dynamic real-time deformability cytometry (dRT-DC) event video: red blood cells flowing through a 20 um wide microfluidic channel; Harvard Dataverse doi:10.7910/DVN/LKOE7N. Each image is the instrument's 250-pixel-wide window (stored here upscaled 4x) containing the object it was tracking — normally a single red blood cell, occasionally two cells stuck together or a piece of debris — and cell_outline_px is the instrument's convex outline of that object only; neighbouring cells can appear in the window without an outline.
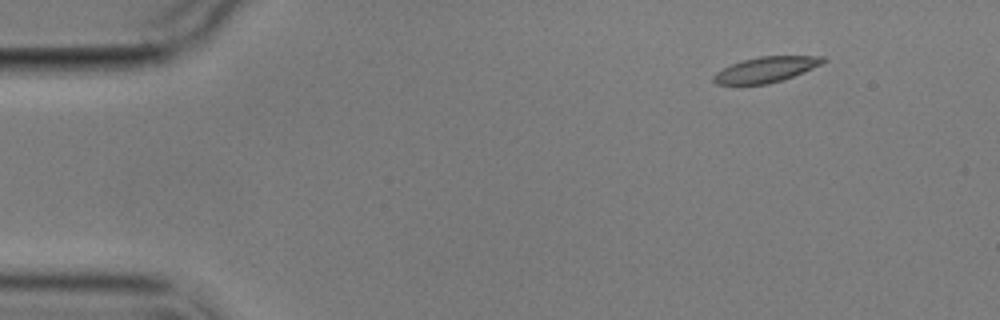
{"species": "common noctule bat (a hibernating species)", "species_latin": "Nyctalus noctula", "temperature_condition": "cold", "stored_images_in_passage": 5, "camera_frame_rate_fps": 3000, "um_per_image_px": 0.085, "animal": {"sex": "male", "body_mass_g": 17.9}, "frame": {"image": 1, "passage_image": 1, "time_ms": 0.0, "image_size_px": [1000, 320], "cell_outline_px": [[828, 60], [812, 68], [792, 76], [768, 84], [716, 84], [712, 80], [712, 76], [716, 72], [740, 60], [760, 56], [824, 56]], "centroid_in_image_um": [65.07, 5.9], "position_along_channel_um": 19.9, "area_um2": 16.07}}
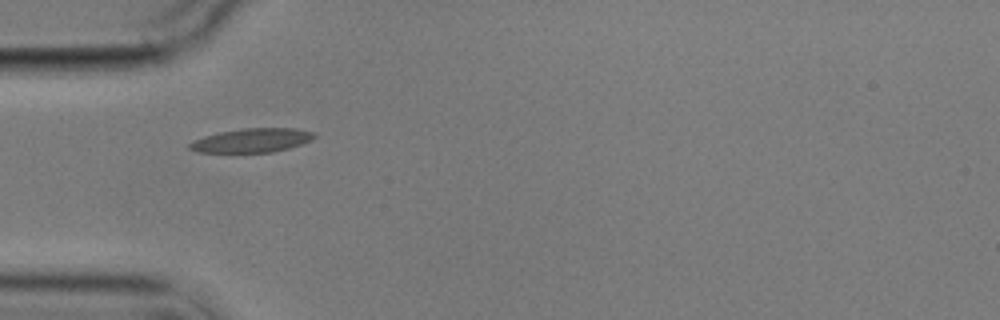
{"frame": {"image": 2, "passage_image": 4, "time_ms": 3.667, "image_size_px": [1000, 320], "cell_outline_px": [[316, 136], [312, 140], [288, 148], [272, 152], [196, 152], [188, 148], [188, 144], [192, 140], [204, 136], [220, 132], [244, 128], [296, 128], [312, 132]], "centroid_in_image_um": [21.38, 11.93], "position_along_channel_um": 63.6, "area_um2": 17.34}}
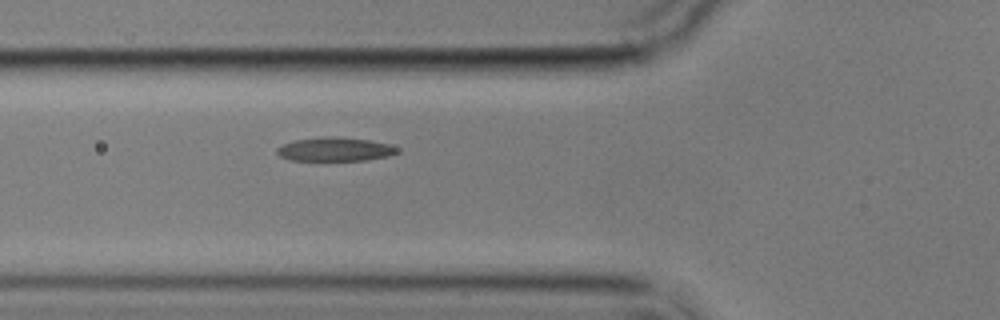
{"frame": {"image": 3, "passage_image": 5, "time_ms": 4.667, "image_size_px": [1000, 320], "cell_outline_px": [[400, 152], [388, 156], [364, 160], [288, 160], [280, 156], [276, 152], [276, 148], [284, 144], [296, 140], [328, 136], [368, 140], [388, 144], [396, 148]], "centroid_in_image_um": [28.45, 12.7], "position_along_channel_um": 97.4, "area_um2": 16.36}}